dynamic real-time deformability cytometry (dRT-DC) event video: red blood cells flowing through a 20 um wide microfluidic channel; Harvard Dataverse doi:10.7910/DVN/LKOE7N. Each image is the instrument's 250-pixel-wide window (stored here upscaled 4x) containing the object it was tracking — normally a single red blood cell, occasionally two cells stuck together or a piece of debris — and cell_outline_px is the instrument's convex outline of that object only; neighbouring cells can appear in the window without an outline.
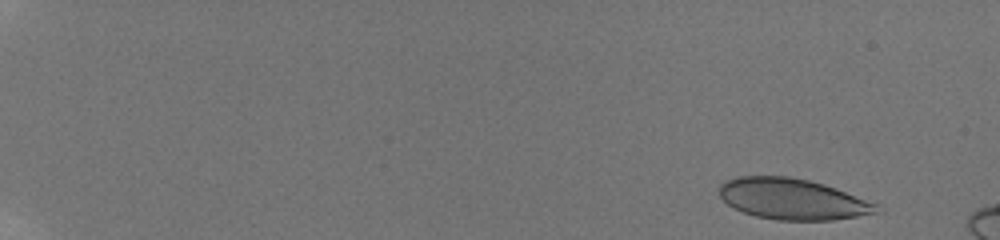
{"species": "human", "species_latin": "Homo sapiens", "temperature_condition": "room temperature", "stored_images_in_passage": 10, "camera_frame_rate_fps": 3000, "um_per_image_px": 0.085, "donor": {"sex": "male"}, "frame": {"image": 1, "passage_image": 2, "time_ms": 0.333, "image_size_px": [1000, 240], "cell_outline_px": [[876, 212], [856, 216], [832, 220], [776, 220], [756, 216], [732, 208], [720, 196], [720, 184], [724, 180], [740, 176], [788, 176], [808, 180], [824, 184], [836, 188], [876, 204]], "centroid_in_image_um": [67.28, 16.91], "position_along_channel_um": 17.7, "area_um2": 37.11}}